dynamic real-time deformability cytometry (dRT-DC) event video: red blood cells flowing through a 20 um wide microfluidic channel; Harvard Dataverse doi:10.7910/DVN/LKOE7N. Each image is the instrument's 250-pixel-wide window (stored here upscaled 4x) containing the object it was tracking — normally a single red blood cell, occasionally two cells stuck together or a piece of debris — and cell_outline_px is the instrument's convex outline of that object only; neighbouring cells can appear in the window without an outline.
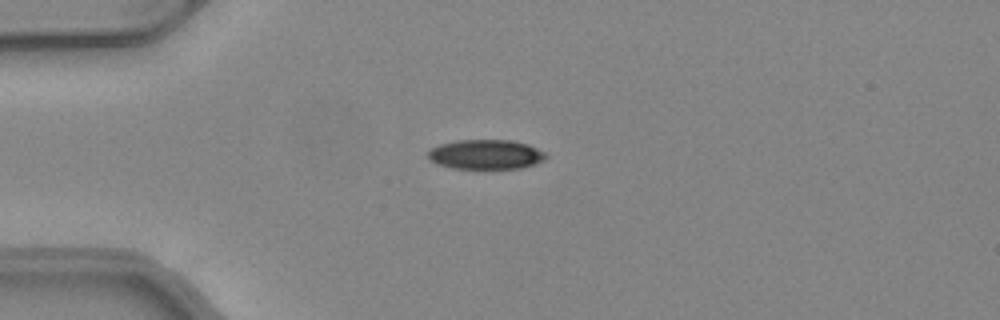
{"species": "common noctule bat (a hibernating species)", "species_latin": "Nyctalus noctula", "temperature_condition": "warm", "stored_images_in_passage": 38, "camera_frame_rate_fps": 3000, "um_per_image_px": 0.085, "animal": {"sex": "female", "body_mass_g": 24.6, "forearm_length_mm": 56.2}, "frame": {"image": 1, "passage_image": 1, "time_ms": 0.0, "image_size_px": [1000, 320], "cell_outline_px": [[548, 156], [544, 160], [520, 168], [452, 168], [436, 164], [428, 156], [428, 152], [432, 148], [440, 144], [456, 140], [512, 140], [528, 144], [544, 152]], "centroid_in_image_um": [41.29, 13.12], "position_along_channel_um": 43.7, "area_um2": 20.17}}
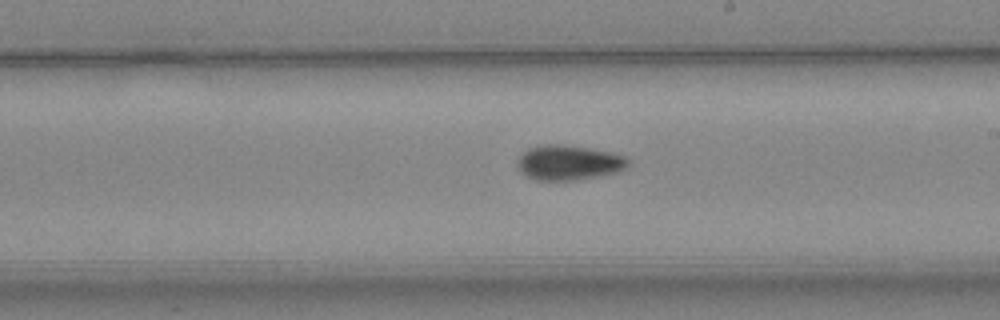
{"frame": {"image": 2, "passage_image": 17, "time_ms": 5.333, "image_size_px": [1000, 320], "cell_outline_px": [[632, 160], [628, 168], [620, 172], [600, 176], [576, 180], [532, 180], [524, 176], [516, 168], [516, 160], [528, 148], [544, 144], [560, 144], [588, 148], [612, 152], [628, 156]], "centroid_in_image_um": [48.37, 13.83], "position_along_channel_um": 240.6, "area_um2": 23.24}}
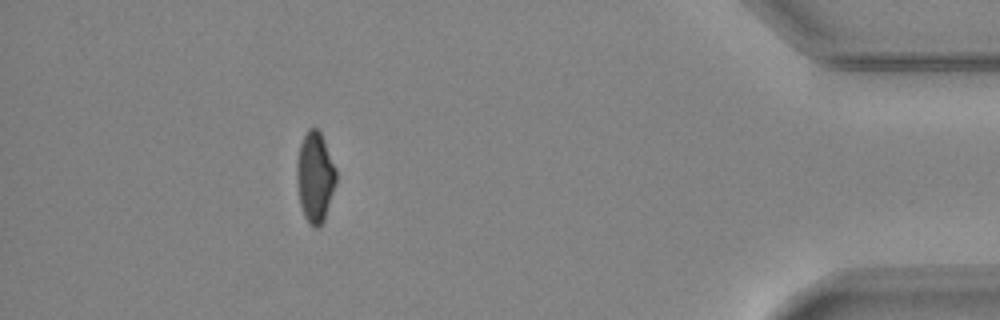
{"frame": {"image": 3, "passage_image": 33, "time_ms": 10.667, "image_size_px": [1000, 320], "cell_outline_px": [[336, 184], [324, 220], [316, 228], [312, 228], [304, 216], [300, 204], [296, 180], [296, 164], [300, 144], [308, 128], [316, 128], [320, 132], [324, 140], [336, 168]], "centroid_in_image_um": [26.77, 15.06], "position_along_channel_um": 408.4, "area_um2": 20.75}, "authors_computed_cell_mechanics": {"area_um2": 21.4149, "velocity_mm_per_s": 4.1443, "shape_relaxation_time_tau1_ms": 6.7103, "shape_relaxation_time_tau2_ms": 7.9872, "deformation_change_tau1": 0.177, "deformation_change_tau2": 0.1315}}